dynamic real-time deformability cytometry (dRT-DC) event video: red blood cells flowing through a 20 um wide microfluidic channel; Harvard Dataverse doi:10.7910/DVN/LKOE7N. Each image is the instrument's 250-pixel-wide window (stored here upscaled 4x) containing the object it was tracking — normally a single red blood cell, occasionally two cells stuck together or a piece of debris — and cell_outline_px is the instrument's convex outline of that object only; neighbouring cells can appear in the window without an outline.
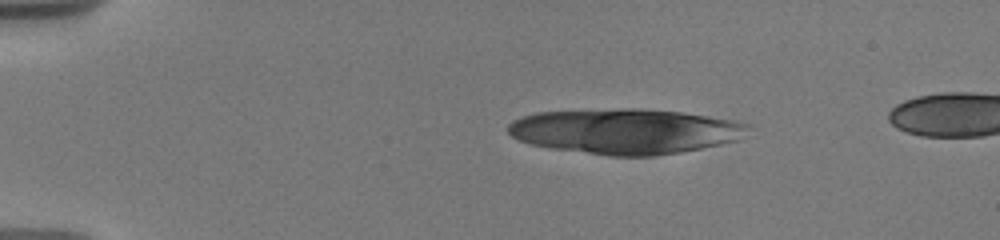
{"species": "human", "species_latin": "Homo sapiens", "temperature_condition": "warm", "stored_images_in_passage": 12, "camera_frame_rate_fps": 3000, "um_per_image_px": 0.085, "donor": {"sex": "male"}, "frame": {"image": 1, "passage_image": 1, "time_ms": 0.0, "image_size_px": [1000, 240], "cell_outline_px": [[748, 128], [736, 140], [720, 144], [680, 152], [652, 156], [608, 156], [552, 148], [532, 144], [520, 140], [512, 136], [508, 132], [508, 124], [512, 120], [536, 112], [620, 108], [636, 108], [680, 112], [732, 120], [748, 124]], "centroid_in_image_um": [53.08, 11.15], "position_along_channel_um": 31.9, "area_um2": 62.77}}